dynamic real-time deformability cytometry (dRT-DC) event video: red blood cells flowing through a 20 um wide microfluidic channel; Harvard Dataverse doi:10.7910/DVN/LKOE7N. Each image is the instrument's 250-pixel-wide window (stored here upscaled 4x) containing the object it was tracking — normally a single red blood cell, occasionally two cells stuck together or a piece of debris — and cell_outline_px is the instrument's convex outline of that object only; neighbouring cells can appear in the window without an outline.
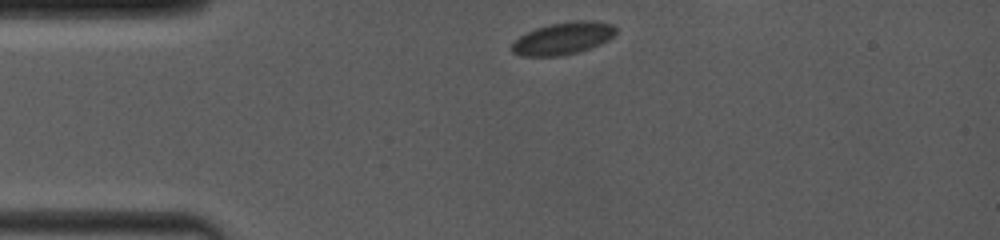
{"species": "common noctule bat (a hibernating species)", "species_latin": "Nyctalus noctula", "temperature_condition": "room temperature", "stored_images_in_passage": 68, "camera_frame_rate_fps": 4000, "um_per_image_px": 0.085, "animal": {"sex": "female", "body_mass_g": 19.0, "forearm_length_mm": 53.3}, "frame": {"image": 1, "passage_image": 1, "time_ms": 0.0, "image_size_px": [1000, 240], "cell_outline_px": [[616, 32], [608, 40], [600, 44], [576, 52], [560, 56], [520, 56], [512, 52], [512, 44], [520, 36], [536, 28], [552, 24], [576, 20], [592, 20], [612, 24], [616, 28]], "centroid_in_image_um": [47.86, 3.26], "position_along_channel_um": 37.1, "area_um2": 19.31}}
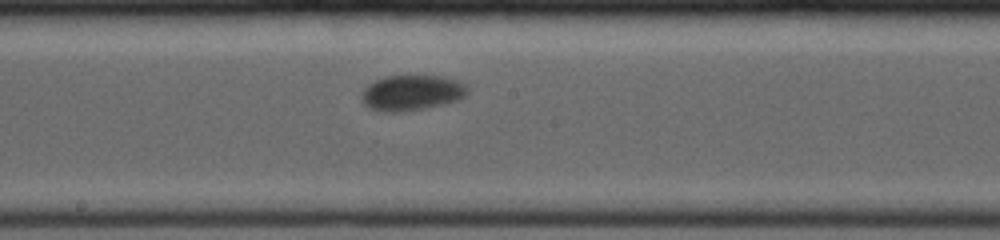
{"frame": {"image": 2, "passage_image": 43, "time_ms": 5.75, "image_size_px": [1000, 240], "cell_outline_px": [[468, 92], [464, 96], [456, 100], [424, 108], [396, 112], [380, 112], [368, 108], [360, 100], [360, 96], [364, 88], [368, 84], [384, 76], [440, 76], [460, 80], [468, 88]], "centroid_in_image_um": [34.94, 7.88], "position_along_channel_um": 213.3, "area_um2": 21.91}}
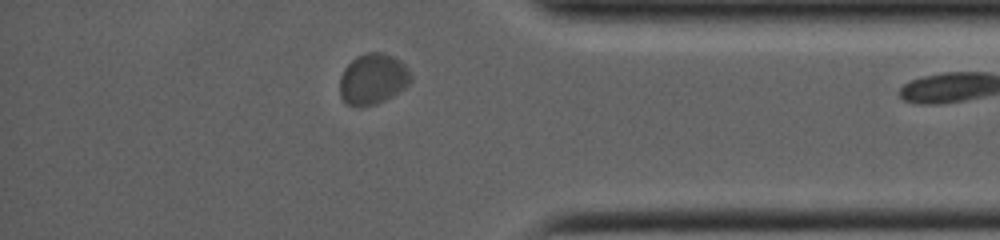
{"frame": {"image": 3, "passage_image": 66, "time_ms": 11.0, "image_size_px": [1000, 240], "cell_outline_px": [[412, 80], [404, 88], [392, 96], [376, 104], [360, 108], [356, 108], [348, 104], [340, 96], [340, 76], [344, 68], [356, 56], [364, 52], [380, 52], [392, 56], [400, 60], [408, 68], [412, 76]], "centroid_in_image_um": [31.69, 6.72], "position_along_channel_um": 403.5, "area_um2": 21.27}}